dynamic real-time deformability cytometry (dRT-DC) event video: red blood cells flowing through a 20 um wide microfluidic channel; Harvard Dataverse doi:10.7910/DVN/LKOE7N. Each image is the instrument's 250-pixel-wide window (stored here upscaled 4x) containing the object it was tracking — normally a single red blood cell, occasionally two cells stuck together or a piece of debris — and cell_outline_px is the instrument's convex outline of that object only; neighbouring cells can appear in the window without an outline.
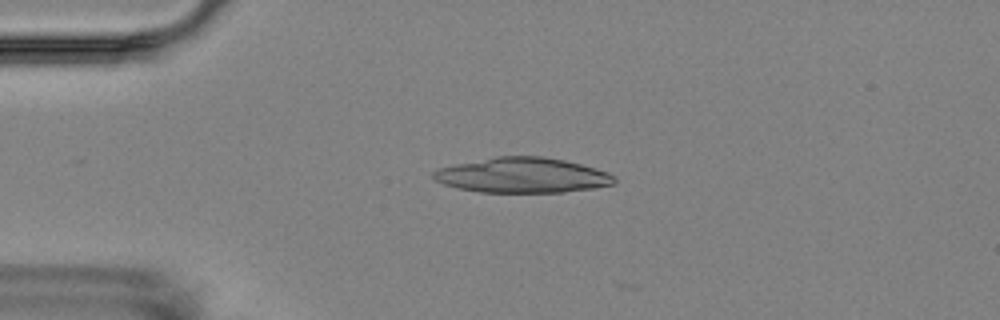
{"species": "Egyptian fruit bat (a non-hibernating species)", "species_latin": "Rousettus aegyptiacus", "temperature_condition": "room temperature", "stored_images_in_passage": 4, "camera_frame_rate_fps": 3000, "um_per_image_px": 0.085, "animal": {"sex": "female"}, "frame": {"image": 1, "passage_image": 2, "time_ms": 1.667, "image_size_px": [1000, 320], "cell_outline_px": [[616, 180], [612, 184], [592, 188], [564, 192], [480, 192], [456, 188], [444, 184], [436, 180], [432, 176], [432, 172], [436, 168], [496, 156], [544, 156], [564, 160], [596, 168], [608, 172], [616, 176]], "centroid_in_image_um": [44.39, 14.89], "position_along_channel_um": 40.6, "area_um2": 37.05}}